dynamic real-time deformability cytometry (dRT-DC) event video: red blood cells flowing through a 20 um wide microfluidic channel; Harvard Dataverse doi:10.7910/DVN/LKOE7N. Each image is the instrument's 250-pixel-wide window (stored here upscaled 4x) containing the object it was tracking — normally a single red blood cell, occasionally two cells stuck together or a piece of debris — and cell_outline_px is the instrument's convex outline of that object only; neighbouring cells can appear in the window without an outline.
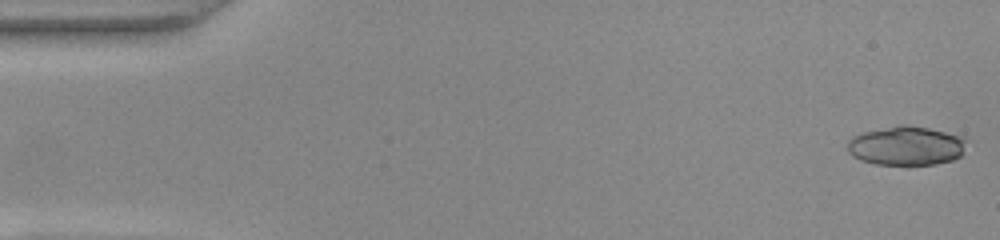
{"species": "common noctule bat (a hibernating species)", "species_latin": "Nyctalus noctula", "temperature_condition": "warm", "stored_images_in_passage": 51, "camera_frame_rate_fps": 3000, "um_per_image_px": 0.085, "animal": {"sex": "female", "body_mass_g": 22.0, "forearm_length_mm": 56.7}, "frame": {"image": 1, "passage_image": 1, "time_ms": 0.0, "image_size_px": [1000, 240], "cell_outline_px": [[964, 140], [960, 156], [952, 160], [936, 164], [908, 168], [872, 164], [860, 160], [852, 156], [848, 152], [848, 140], [852, 136], [864, 132], [896, 124], [908, 124], [928, 128], [944, 132], [956, 136]], "centroid_in_image_um": [76.93, 12.44], "position_along_channel_um": 8.1, "area_um2": 27.74}}
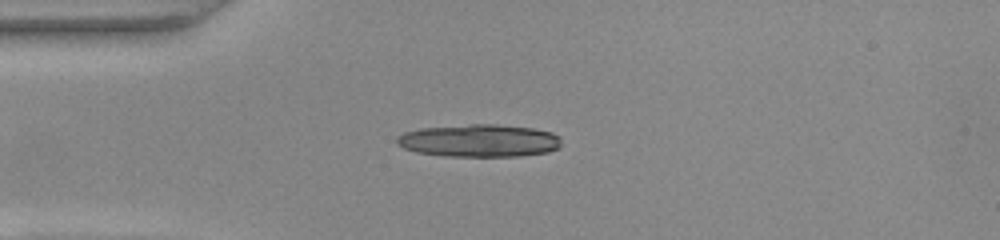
{"frame": {"image": 2, "passage_image": 13, "time_ms": 4.0, "image_size_px": [1000, 240], "cell_outline_px": [[560, 148], [548, 152], [520, 156], [444, 156], [416, 152], [404, 148], [396, 144], [396, 136], [404, 132], [420, 128], [472, 124], [496, 124], [532, 128], [552, 132], [560, 136]], "centroid_in_image_um": [40.73, 11.95], "position_along_channel_um": 44.3, "area_um2": 31.5}}